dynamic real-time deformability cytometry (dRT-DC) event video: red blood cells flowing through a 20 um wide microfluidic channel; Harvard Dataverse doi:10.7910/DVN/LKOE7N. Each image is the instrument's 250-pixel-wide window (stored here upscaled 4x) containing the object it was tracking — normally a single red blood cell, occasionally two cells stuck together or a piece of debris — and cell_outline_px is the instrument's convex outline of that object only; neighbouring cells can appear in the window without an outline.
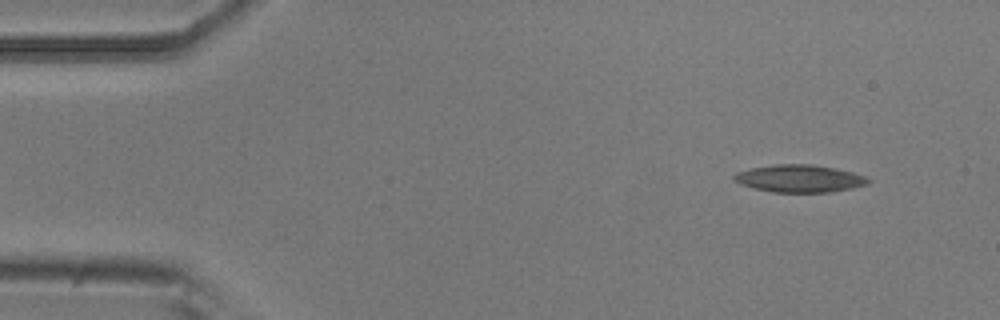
{"species": "common noctule bat (a hibernating species)", "species_latin": "Nyctalus noctula", "temperature_condition": "room temperature", "stored_images_in_passage": 15, "camera_frame_rate_fps": 3000, "um_per_image_px": 0.085, "animal": {"sex": "male", "body_mass_g": 20.5, "forearm_length_mm": 52.5}, "frame": {"image": 1, "passage_image": 1, "time_ms": 0.0, "image_size_px": [1000, 320], "cell_outline_px": [[872, 180], [868, 184], [852, 188], [832, 192], [772, 192], [740, 184], [732, 180], [732, 176], [736, 172], [752, 168], [776, 164], [808, 164], [836, 168], [852, 172], [864, 176]], "centroid_in_image_um": [67.95, 15.17], "position_along_channel_um": 17.0, "area_um2": 21.44}}
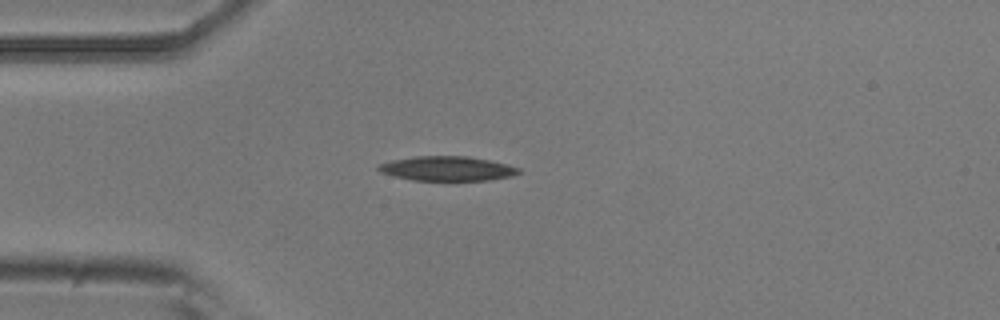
{"frame": {"image": 2, "passage_image": 10, "time_ms": 3.0, "image_size_px": [1000, 320], "cell_outline_px": [[520, 172], [512, 176], [492, 180], [412, 180], [392, 176], [380, 172], [376, 168], [380, 164], [392, 160], [416, 156], [468, 156], [508, 164], [520, 168]], "centroid_in_image_um": [38.02, 14.33], "position_along_channel_um": 47.0, "area_um2": 20.06}}
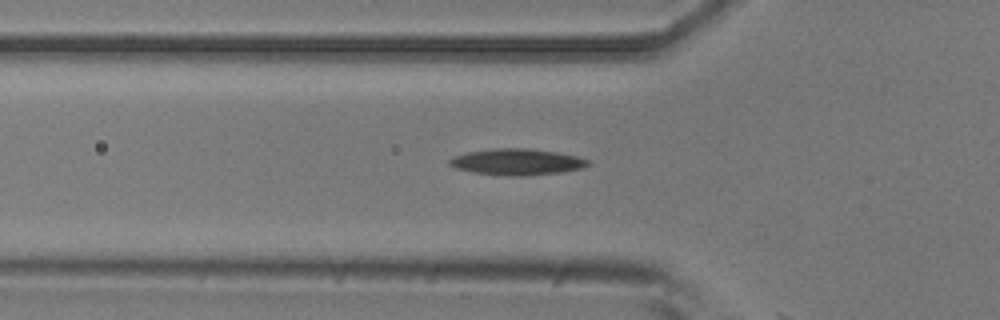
{"frame": {"image": 3, "passage_image": 14, "time_ms": 4.333, "image_size_px": [1000, 320], "cell_outline_px": [[588, 164], [584, 168], [560, 172], [524, 176], [508, 176], [472, 172], [456, 168], [448, 164], [448, 160], [452, 156], [468, 152], [492, 148], [528, 148], [556, 152], [576, 156], [588, 160]], "centroid_in_image_um": [43.89, 13.76], "position_along_channel_um": 81.9, "area_um2": 21.21}}